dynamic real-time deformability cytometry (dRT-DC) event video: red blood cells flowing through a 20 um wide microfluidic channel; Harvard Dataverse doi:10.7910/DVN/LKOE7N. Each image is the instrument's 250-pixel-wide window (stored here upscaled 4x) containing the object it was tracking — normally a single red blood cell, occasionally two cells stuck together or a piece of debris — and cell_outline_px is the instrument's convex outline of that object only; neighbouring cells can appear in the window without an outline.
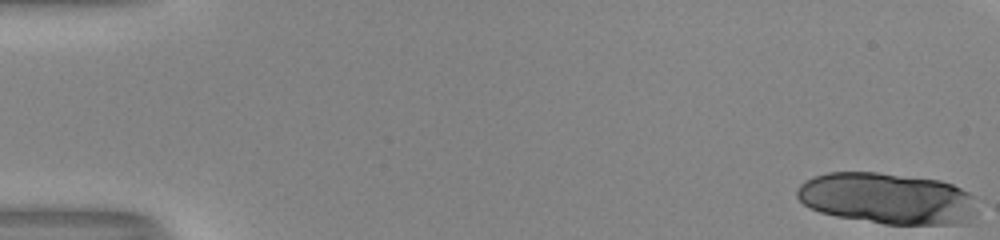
{"species": "human", "species_latin": "Homo sapiens", "temperature_condition": "room temperature", "stored_images_in_passage": 54, "camera_frame_rate_fps": 3000, "um_per_image_px": 0.085, "donor": {"sex": "male"}, "frame": {"image": 1, "passage_image": 1, "time_ms": 0.0, "image_size_px": [1000, 240], "cell_outline_px": [[972, 224], [884, 224], [836, 216], [820, 212], [804, 204], [796, 196], [796, 188], [804, 180], [812, 176], [828, 172], [876, 172], [940, 180], [952, 184], [968, 192], [972, 196]], "centroid_in_image_um": [75.37, 16.87], "position_along_channel_um": 9.6, "area_um2": 53.87}}
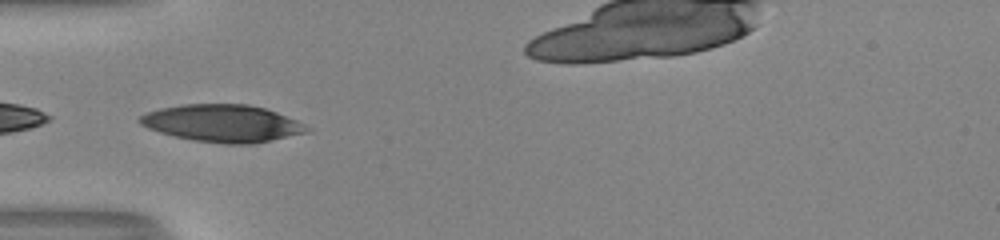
{"frame": {"image": 2, "passage_image": 19, "time_ms": 6.0, "image_size_px": [1000, 240], "cell_outline_px": [[312, 132], [256, 144], [224, 144], [192, 140], [160, 132], [148, 128], [140, 124], [136, 120], [140, 116], [148, 112], [160, 108], [180, 104], [248, 104], [264, 108], [276, 112], [296, 120], [312, 128]], "centroid_in_image_um": [18.96, 10.49], "position_along_channel_um": 66.0, "area_um2": 36.65}}
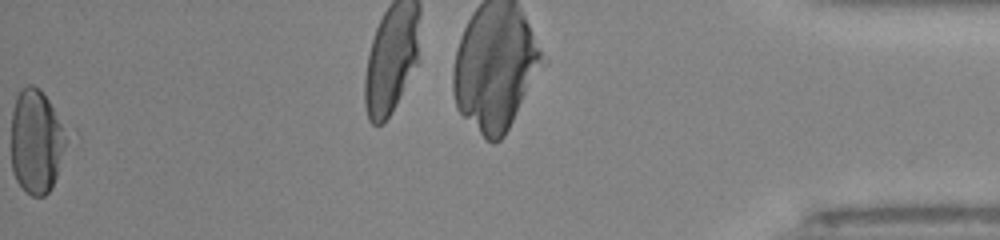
{"frame": {"image": 3, "passage_image": 54, "time_ms": 17.667, "image_size_px": [1000, 240], "cell_outline_px": [[72, 140], [52, 188], [44, 196], [32, 196], [16, 180], [12, 168], [12, 112], [16, 96], [20, 88], [28, 84], [32, 84], [40, 88], [48, 100]], "centroid_in_image_um": [3.14, 12.02], "position_along_channel_um": 432.1, "area_um2": 34.28}, "authors_computed_cell_mechanics": {"area_um2": 35.8649, "velocity_mm_per_s": 4.0013, "shape_relaxation_time_tau1_ms": 4.7648, "shape_relaxation_time_tau2_ms": null, "deformation_change_tau1": 0.212, "deformation_change_tau2": null}}